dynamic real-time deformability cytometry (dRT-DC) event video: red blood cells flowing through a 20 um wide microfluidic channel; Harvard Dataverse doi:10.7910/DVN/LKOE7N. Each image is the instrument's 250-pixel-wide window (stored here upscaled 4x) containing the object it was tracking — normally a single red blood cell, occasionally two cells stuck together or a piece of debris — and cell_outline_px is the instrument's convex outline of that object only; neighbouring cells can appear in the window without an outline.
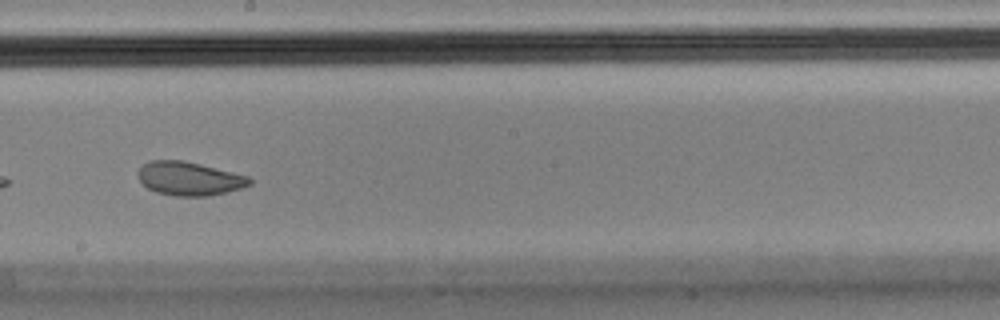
{"species": "Egyptian fruit bat (a non-hibernating species)", "species_latin": "Rousettus aegyptiacus", "temperature_condition": "cold", "stored_images_in_passage": 15, "camera_frame_rate_fps": 3000, "um_per_image_px": 0.085, "animal": {"sex": "male"}, "frame": {"image": 1, "passage_image": 9, "time_ms": 2.667, "image_size_px": [1000, 320], "cell_outline_px": [[252, 184], [228, 192], [212, 196], [176, 196], [156, 192], [148, 188], [140, 180], [136, 172], [144, 164], [152, 160], [184, 160], [248, 176], [252, 180]], "centroid_in_image_um": [16.1, 15.19], "position_along_channel_um": 232.1, "area_um2": 21.85}}